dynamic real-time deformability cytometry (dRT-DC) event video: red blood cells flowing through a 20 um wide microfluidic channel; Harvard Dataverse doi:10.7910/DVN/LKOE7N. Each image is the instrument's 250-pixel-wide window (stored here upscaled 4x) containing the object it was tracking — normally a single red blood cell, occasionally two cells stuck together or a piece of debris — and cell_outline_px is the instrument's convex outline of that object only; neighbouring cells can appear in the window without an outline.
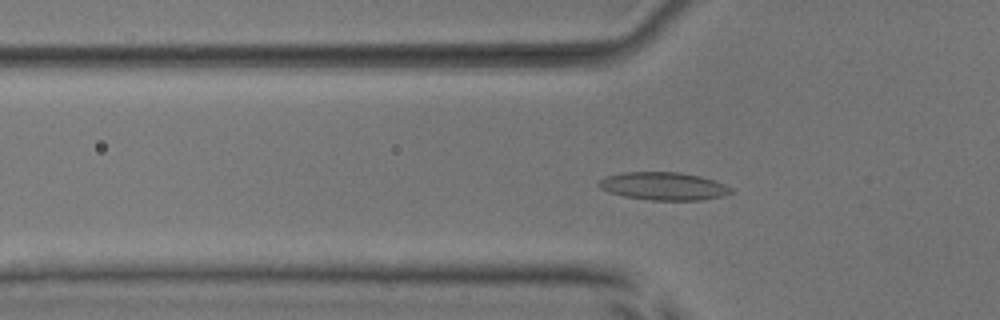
{"species": "common noctule bat (a hibernating species)", "species_latin": "Nyctalus noctula", "temperature_condition": "room temperature", "stored_images_in_passage": 53, "camera_frame_rate_fps": 3000, "um_per_image_px": 0.085, "animal": {"sex": "male", "body_mass_g": 17.9, "forearm_length_mm": 54.2}, "frame": {"image": 1, "passage_image": 18, "time_ms": 5.667, "image_size_px": [1000, 320], "cell_outline_px": [[732, 192], [724, 196], [700, 200], [652, 200], [624, 196], [608, 192], [600, 188], [596, 184], [604, 176], [624, 172], [680, 172], [700, 176], [724, 184], [732, 188]], "centroid_in_image_um": [56.37, 15.82], "position_along_channel_um": 69.4, "area_um2": 21.5}}
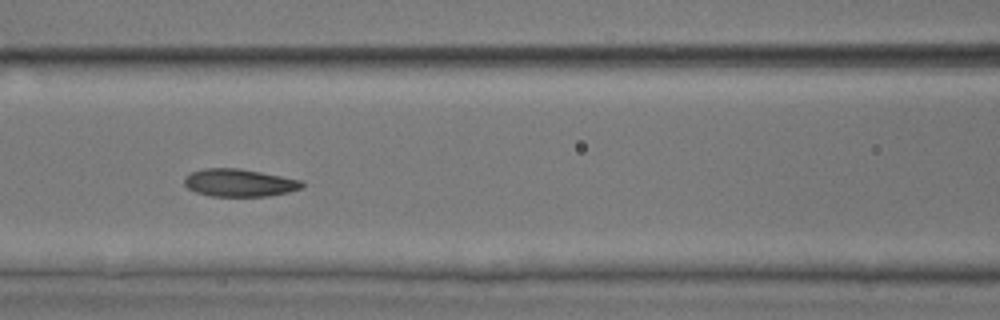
{"frame": {"image": 2, "passage_image": 24, "time_ms": 7.667, "image_size_px": [1000, 320], "cell_outline_px": [[304, 184], [300, 188], [288, 192], [268, 196], [212, 196], [196, 192], [188, 188], [184, 184], [184, 176], [192, 172], [204, 168], [240, 168], [304, 180]], "centroid_in_image_um": [20.34, 15.53], "position_along_channel_um": 146.3, "area_um2": 19.02}}
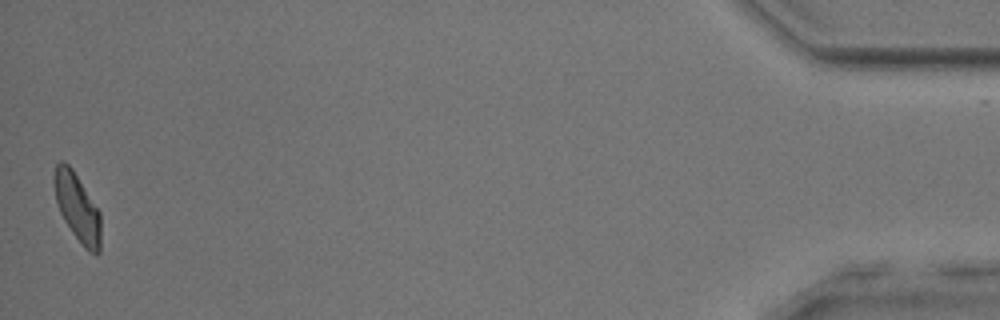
{"frame": {"image": 3, "passage_image": 53, "time_ms": 17.333, "image_size_px": [1000, 320], "cell_outline_px": [[100, 252], [96, 256], [88, 252], [84, 248], [72, 232], [64, 220], [60, 212], [56, 200], [56, 164], [60, 160], [64, 160], [72, 168], [100, 212]], "centroid_in_image_um": [6.61, 17.7], "position_along_channel_um": 428.6, "area_um2": 18.09}, "authors_computed_cell_mechanics": {"area_um2": 19.0162, "velocity_mm_per_s": 3.8619, "shape_relaxation_time_tau1_ms": 3.8534, "shape_relaxation_time_tau2_ms": 2.5583, "deformation_change_tau1": 0.0986, "deformation_change_tau2": 0.0901}}